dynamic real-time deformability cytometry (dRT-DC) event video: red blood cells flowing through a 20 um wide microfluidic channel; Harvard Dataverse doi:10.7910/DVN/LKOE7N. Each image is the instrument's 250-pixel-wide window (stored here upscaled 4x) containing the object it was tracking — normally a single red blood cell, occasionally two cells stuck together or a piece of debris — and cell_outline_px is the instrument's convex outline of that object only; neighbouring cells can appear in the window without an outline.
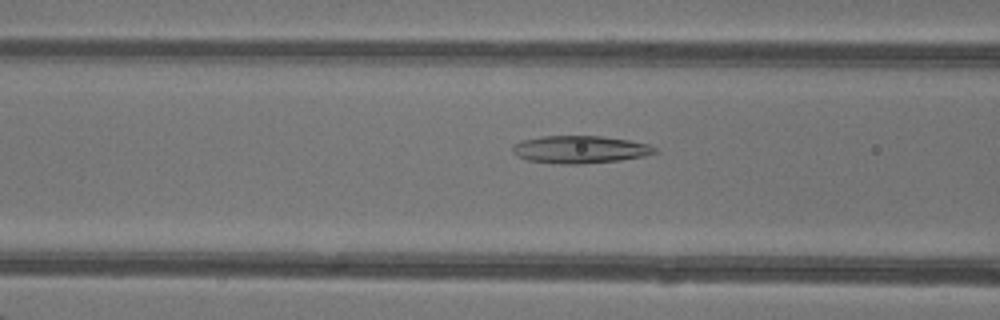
{"species": "common noctule bat (a hibernating species)", "species_latin": "Nyctalus noctula", "temperature_condition": "warm", "stored_images_in_passage": 41, "camera_frame_rate_fps": 3000, "um_per_image_px": 0.085, "animal": {"sex": "female"}, "frame": {"image": 1, "passage_image": 13, "time_ms": 4.0, "image_size_px": [1000, 320], "cell_outline_px": [[660, 152], [644, 156], [620, 160], [580, 164], [560, 164], [528, 160], [512, 152], [512, 144], [520, 140], [540, 136], [604, 136], [628, 140], [648, 144], [656, 148]], "centroid_in_image_um": [49.3, 12.7], "position_along_channel_um": 117.3, "area_um2": 22.95}}
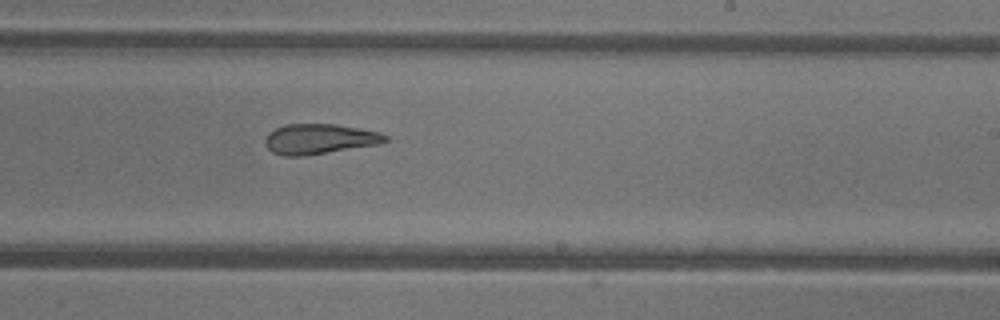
{"frame": {"image": 2, "passage_image": 23, "time_ms": 7.333, "image_size_px": [1000, 320], "cell_outline_px": [[388, 140], [380, 144], [304, 156], [284, 156], [272, 152], [264, 144], [264, 136], [268, 132], [284, 124], [336, 124], [376, 132], [388, 136]], "centroid_in_image_um": [27.09, 11.82], "position_along_channel_um": 261.9, "area_um2": 21.15}}
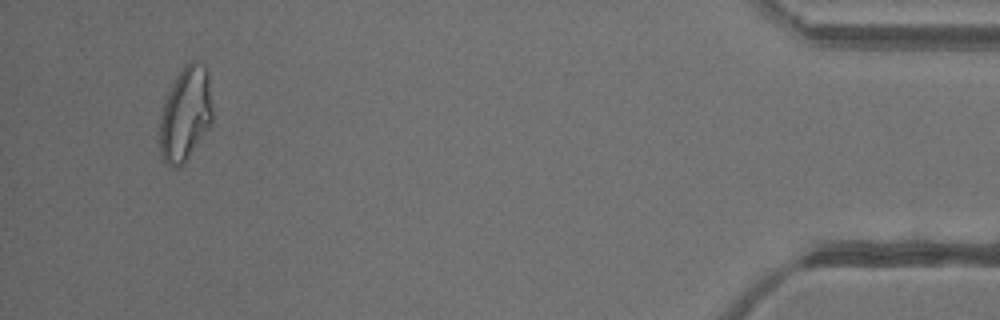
{"frame": {"image": 3, "passage_image": 39, "time_ms": 12.667, "image_size_px": [1000, 320], "cell_outline_px": [[212, 120], [208, 128], [184, 164], [176, 168], [172, 168], [164, 160], [160, 152], [160, 116], [168, 92], [176, 76], [184, 64], [192, 60], [196, 60], [204, 64], [208, 72], [212, 108]], "centroid_in_image_um": [15.77, 9.67], "position_along_channel_um": 419.4, "area_um2": 28.96}, "authors_computed_cell_mechanics": {"area_um2": 24.1026, "velocity_mm_per_s": 4.3319, "shape_relaxation_time_tau1_ms": null, "shape_relaxation_time_tau2_ms": 2.6085, "deformation_change_tau1": null, "deformation_change_tau2": 0.1271}}